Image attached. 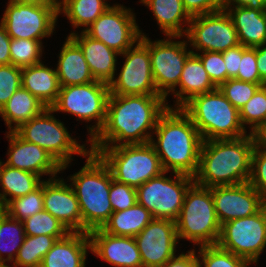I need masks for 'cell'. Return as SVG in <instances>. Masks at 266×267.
Listing matches in <instances>:
<instances>
[{
  "instance_id": "obj_26",
  "label": "cell",
  "mask_w": 266,
  "mask_h": 267,
  "mask_svg": "<svg viewBox=\"0 0 266 267\" xmlns=\"http://www.w3.org/2000/svg\"><path fill=\"white\" fill-rule=\"evenodd\" d=\"M233 20L240 44L255 48L266 44V10L235 7L227 10Z\"/></svg>"
},
{
  "instance_id": "obj_4",
  "label": "cell",
  "mask_w": 266,
  "mask_h": 267,
  "mask_svg": "<svg viewBox=\"0 0 266 267\" xmlns=\"http://www.w3.org/2000/svg\"><path fill=\"white\" fill-rule=\"evenodd\" d=\"M87 157L84 167L70 178L79 202L83 233L102 228L113 213L109 199L112 174L96 153L89 151Z\"/></svg>"
},
{
  "instance_id": "obj_54",
  "label": "cell",
  "mask_w": 266,
  "mask_h": 267,
  "mask_svg": "<svg viewBox=\"0 0 266 267\" xmlns=\"http://www.w3.org/2000/svg\"><path fill=\"white\" fill-rule=\"evenodd\" d=\"M0 267H11V266H8L5 264V262H3V263H0Z\"/></svg>"
},
{
  "instance_id": "obj_37",
  "label": "cell",
  "mask_w": 266,
  "mask_h": 267,
  "mask_svg": "<svg viewBox=\"0 0 266 267\" xmlns=\"http://www.w3.org/2000/svg\"><path fill=\"white\" fill-rule=\"evenodd\" d=\"M41 41L29 39H13L10 42L11 64L20 68L41 63Z\"/></svg>"
},
{
  "instance_id": "obj_27",
  "label": "cell",
  "mask_w": 266,
  "mask_h": 267,
  "mask_svg": "<svg viewBox=\"0 0 266 267\" xmlns=\"http://www.w3.org/2000/svg\"><path fill=\"white\" fill-rule=\"evenodd\" d=\"M178 86L180 90L173 92V94L175 93L174 96L177 97L176 108H181L194 96L217 89L207 74L200 58L194 53L187 58L184 64Z\"/></svg>"
},
{
  "instance_id": "obj_25",
  "label": "cell",
  "mask_w": 266,
  "mask_h": 267,
  "mask_svg": "<svg viewBox=\"0 0 266 267\" xmlns=\"http://www.w3.org/2000/svg\"><path fill=\"white\" fill-rule=\"evenodd\" d=\"M21 81L22 87L46 108H50L56 102L61 88L56 70L46 67L42 62L23 67Z\"/></svg>"
},
{
  "instance_id": "obj_30",
  "label": "cell",
  "mask_w": 266,
  "mask_h": 267,
  "mask_svg": "<svg viewBox=\"0 0 266 267\" xmlns=\"http://www.w3.org/2000/svg\"><path fill=\"white\" fill-rule=\"evenodd\" d=\"M153 219L150 211L136 202L131 208L113 212L102 229L116 236L135 237Z\"/></svg>"
},
{
  "instance_id": "obj_33",
  "label": "cell",
  "mask_w": 266,
  "mask_h": 267,
  "mask_svg": "<svg viewBox=\"0 0 266 267\" xmlns=\"http://www.w3.org/2000/svg\"><path fill=\"white\" fill-rule=\"evenodd\" d=\"M25 236L23 222L13 219L0 208V263L14 261L19 248L24 242ZM8 243L11 245V248L8 246ZM2 253L8 254L7 258H3Z\"/></svg>"
},
{
  "instance_id": "obj_6",
  "label": "cell",
  "mask_w": 266,
  "mask_h": 267,
  "mask_svg": "<svg viewBox=\"0 0 266 267\" xmlns=\"http://www.w3.org/2000/svg\"><path fill=\"white\" fill-rule=\"evenodd\" d=\"M90 152L96 153L108 166L114 180L134 188L165 172L150 142L91 147Z\"/></svg>"
},
{
  "instance_id": "obj_46",
  "label": "cell",
  "mask_w": 266,
  "mask_h": 267,
  "mask_svg": "<svg viewBox=\"0 0 266 267\" xmlns=\"http://www.w3.org/2000/svg\"><path fill=\"white\" fill-rule=\"evenodd\" d=\"M182 4L190 17L222 10L221 0H182Z\"/></svg>"
},
{
  "instance_id": "obj_23",
  "label": "cell",
  "mask_w": 266,
  "mask_h": 267,
  "mask_svg": "<svg viewBox=\"0 0 266 267\" xmlns=\"http://www.w3.org/2000/svg\"><path fill=\"white\" fill-rule=\"evenodd\" d=\"M87 249H91L88 233L70 232L57 239L40 267H85Z\"/></svg>"
},
{
  "instance_id": "obj_31",
  "label": "cell",
  "mask_w": 266,
  "mask_h": 267,
  "mask_svg": "<svg viewBox=\"0 0 266 267\" xmlns=\"http://www.w3.org/2000/svg\"><path fill=\"white\" fill-rule=\"evenodd\" d=\"M42 182L35 173L7 166L0 161V184L3 189V194L0 193V208L3 209L11 200L32 192ZM7 195L11 198H6Z\"/></svg>"
},
{
  "instance_id": "obj_7",
  "label": "cell",
  "mask_w": 266,
  "mask_h": 267,
  "mask_svg": "<svg viewBox=\"0 0 266 267\" xmlns=\"http://www.w3.org/2000/svg\"><path fill=\"white\" fill-rule=\"evenodd\" d=\"M175 223L178 239L192 240L200 246L217 245L221 224L210 188L193 183L185 194Z\"/></svg>"
},
{
  "instance_id": "obj_44",
  "label": "cell",
  "mask_w": 266,
  "mask_h": 267,
  "mask_svg": "<svg viewBox=\"0 0 266 267\" xmlns=\"http://www.w3.org/2000/svg\"><path fill=\"white\" fill-rule=\"evenodd\" d=\"M249 184L266 199V150L254 148Z\"/></svg>"
},
{
  "instance_id": "obj_45",
  "label": "cell",
  "mask_w": 266,
  "mask_h": 267,
  "mask_svg": "<svg viewBox=\"0 0 266 267\" xmlns=\"http://www.w3.org/2000/svg\"><path fill=\"white\" fill-rule=\"evenodd\" d=\"M235 78L255 84L263 83L257 68L256 48L243 46V55L239 65V72Z\"/></svg>"
},
{
  "instance_id": "obj_11",
  "label": "cell",
  "mask_w": 266,
  "mask_h": 267,
  "mask_svg": "<svg viewBox=\"0 0 266 267\" xmlns=\"http://www.w3.org/2000/svg\"><path fill=\"white\" fill-rule=\"evenodd\" d=\"M217 245L251 264L256 263L266 246V205L252 216L222 224Z\"/></svg>"
},
{
  "instance_id": "obj_34",
  "label": "cell",
  "mask_w": 266,
  "mask_h": 267,
  "mask_svg": "<svg viewBox=\"0 0 266 267\" xmlns=\"http://www.w3.org/2000/svg\"><path fill=\"white\" fill-rule=\"evenodd\" d=\"M56 241V237L48 235L25 236L13 261V267H40L43 257Z\"/></svg>"
},
{
  "instance_id": "obj_20",
  "label": "cell",
  "mask_w": 266,
  "mask_h": 267,
  "mask_svg": "<svg viewBox=\"0 0 266 267\" xmlns=\"http://www.w3.org/2000/svg\"><path fill=\"white\" fill-rule=\"evenodd\" d=\"M91 252L116 267H143L134 237L116 236L102 228L88 232Z\"/></svg>"
},
{
  "instance_id": "obj_24",
  "label": "cell",
  "mask_w": 266,
  "mask_h": 267,
  "mask_svg": "<svg viewBox=\"0 0 266 267\" xmlns=\"http://www.w3.org/2000/svg\"><path fill=\"white\" fill-rule=\"evenodd\" d=\"M56 73L61 87L94 82L80 46L68 36L59 54Z\"/></svg>"
},
{
  "instance_id": "obj_49",
  "label": "cell",
  "mask_w": 266,
  "mask_h": 267,
  "mask_svg": "<svg viewBox=\"0 0 266 267\" xmlns=\"http://www.w3.org/2000/svg\"><path fill=\"white\" fill-rule=\"evenodd\" d=\"M10 42H11V38L7 34V31L3 23L1 22L0 23V65L11 64Z\"/></svg>"
},
{
  "instance_id": "obj_10",
  "label": "cell",
  "mask_w": 266,
  "mask_h": 267,
  "mask_svg": "<svg viewBox=\"0 0 266 267\" xmlns=\"http://www.w3.org/2000/svg\"><path fill=\"white\" fill-rule=\"evenodd\" d=\"M151 178L136 188L137 203L150 211L153 218L176 221L189 187L194 183L190 175L174 173L176 179L164 176Z\"/></svg>"
},
{
  "instance_id": "obj_52",
  "label": "cell",
  "mask_w": 266,
  "mask_h": 267,
  "mask_svg": "<svg viewBox=\"0 0 266 267\" xmlns=\"http://www.w3.org/2000/svg\"><path fill=\"white\" fill-rule=\"evenodd\" d=\"M250 134L253 138L255 148H263L266 150V121L260 124Z\"/></svg>"
},
{
  "instance_id": "obj_21",
  "label": "cell",
  "mask_w": 266,
  "mask_h": 267,
  "mask_svg": "<svg viewBox=\"0 0 266 267\" xmlns=\"http://www.w3.org/2000/svg\"><path fill=\"white\" fill-rule=\"evenodd\" d=\"M9 138V155L6 164L23 171L35 173L42 177L51 174L52 178L62 171V166L43 148L22 139L15 131L7 132Z\"/></svg>"
},
{
  "instance_id": "obj_13",
  "label": "cell",
  "mask_w": 266,
  "mask_h": 267,
  "mask_svg": "<svg viewBox=\"0 0 266 267\" xmlns=\"http://www.w3.org/2000/svg\"><path fill=\"white\" fill-rule=\"evenodd\" d=\"M59 7L9 1L1 22L10 38L41 41L53 33Z\"/></svg>"
},
{
  "instance_id": "obj_32",
  "label": "cell",
  "mask_w": 266,
  "mask_h": 267,
  "mask_svg": "<svg viewBox=\"0 0 266 267\" xmlns=\"http://www.w3.org/2000/svg\"><path fill=\"white\" fill-rule=\"evenodd\" d=\"M109 7L105 0H62L59 13L63 11L74 28L88 27Z\"/></svg>"
},
{
  "instance_id": "obj_51",
  "label": "cell",
  "mask_w": 266,
  "mask_h": 267,
  "mask_svg": "<svg viewBox=\"0 0 266 267\" xmlns=\"http://www.w3.org/2000/svg\"><path fill=\"white\" fill-rule=\"evenodd\" d=\"M265 45H260L256 48V60H257V68L260 75V78L263 82L266 81V47Z\"/></svg>"
},
{
  "instance_id": "obj_14",
  "label": "cell",
  "mask_w": 266,
  "mask_h": 267,
  "mask_svg": "<svg viewBox=\"0 0 266 267\" xmlns=\"http://www.w3.org/2000/svg\"><path fill=\"white\" fill-rule=\"evenodd\" d=\"M185 36L196 50L224 52L240 44L238 35L227 11L191 17Z\"/></svg>"
},
{
  "instance_id": "obj_35",
  "label": "cell",
  "mask_w": 266,
  "mask_h": 267,
  "mask_svg": "<svg viewBox=\"0 0 266 267\" xmlns=\"http://www.w3.org/2000/svg\"><path fill=\"white\" fill-rule=\"evenodd\" d=\"M22 222L26 236L48 235L61 239L70 233L62 222L44 209Z\"/></svg>"
},
{
  "instance_id": "obj_15",
  "label": "cell",
  "mask_w": 266,
  "mask_h": 267,
  "mask_svg": "<svg viewBox=\"0 0 266 267\" xmlns=\"http://www.w3.org/2000/svg\"><path fill=\"white\" fill-rule=\"evenodd\" d=\"M132 13L130 9L118 4L110 6L83 31L117 53L123 54L136 44L142 33Z\"/></svg>"
},
{
  "instance_id": "obj_50",
  "label": "cell",
  "mask_w": 266,
  "mask_h": 267,
  "mask_svg": "<svg viewBox=\"0 0 266 267\" xmlns=\"http://www.w3.org/2000/svg\"><path fill=\"white\" fill-rule=\"evenodd\" d=\"M222 10L227 11L230 5L235 7H247L256 10H266V0H221ZM233 2V3H232Z\"/></svg>"
},
{
  "instance_id": "obj_43",
  "label": "cell",
  "mask_w": 266,
  "mask_h": 267,
  "mask_svg": "<svg viewBox=\"0 0 266 267\" xmlns=\"http://www.w3.org/2000/svg\"><path fill=\"white\" fill-rule=\"evenodd\" d=\"M109 199L113 212L131 208L136 202V188L112 179Z\"/></svg>"
},
{
  "instance_id": "obj_8",
  "label": "cell",
  "mask_w": 266,
  "mask_h": 267,
  "mask_svg": "<svg viewBox=\"0 0 266 267\" xmlns=\"http://www.w3.org/2000/svg\"><path fill=\"white\" fill-rule=\"evenodd\" d=\"M51 108L22 124L15 132L25 141L34 143L47 151L64 170L73 154L87 156L89 151L72 139L64 124L56 120Z\"/></svg>"
},
{
  "instance_id": "obj_18",
  "label": "cell",
  "mask_w": 266,
  "mask_h": 267,
  "mask_svg": "<svg viewBox=\"0 0 266 267\" xmlns=\"http://www.w3.org/2000/svg\"><path fill=\"white\" fill-rule=\"evenodd\" d=\"M210 190L221 225L233 219L252 216L266 205V199L249 182L213 186Z\"/></svg>"
},
{
  "instance_id": "obj_38",
  "label": "cell",
  "mask_w": 266,
  "mask_h": 267,
  "mask_svg": "<svg viewBox=\"0 0 266 267\" xmlns=\"http://www.w3.org/2000/svg\"><path fill=\"white\" fill-rule=\"evenodd\" d=\"M198 267H248L249 261L220 248L218 245L200 246ZM202 257V261H200Z\"/></svg>"
},
{
  "instance_id": "obj_29",
  "label": "cell",
  "mask_w": 266,
  "mask_h": 267,
  "mask_svg": "<svg viewBox=\"0 0 266 267\" xmlns=\"http://www.w3.org/2000/svg\"><path fill=\"white\" fill-rule=\"evenodd\" d=\"M141 3L151 9L166 36L180 38L184 36L183 33L186 34L187 29H183L181 23L184 21L189 24L191 17L185 11L182 0H141Z\"/></svg>"
},
{
  "instance_id": "obj_40",
  "label": "cell",
  "mask_w": 266,
  "mask_h": 267,
  "mask_svg": "<svg viewBox=\"0 0 266 267\" xmlns=\"http://www.w3.org/2000/svg\"><path fill=\"white\" fill-rule=\"evenodd\" d=\"M261 85L232 78L221 84L218 89L235 108L240 110Z\"/></svg>"
},
{
  "instance_id": "obj_1",
  "label": "cell",
  "mask_w": 266,
  "mask_h": 267,
  "mask_svg": "<svg viewBox=\"0 0 266 267\" xmlns=\"http://www.w3.org/2000/svg\"><path fill=\"white\" fill-rule=\"evenodd\" d=\"M165 101L163 96L110 94L104 126L90 140L91 147L150 142L153 136L146 130L155 129L159 117L170 108Z\"/></svg>"
},
{
  "instance_id": "obj_53",
  "label": "cell",
  "mask_w": 266,
  "mask_h": 267,
  "mask_svg": "<svg viewBox=\"0 0 266 267\" xmlns=\"http://www.w3.org/2000/svg\"><path fill=\"white\" fill-rule=\"evenodd\" d=\"M11 2L21 3V4H34L39 6H60L58 0H10Z\"/></svg>"
},
{
  "instance_id": "obj_12",
  "label": "cell",
  "mask_w": 266,
  "mask_h": 267,
  "mask_svg": "<svg viewBox=\"0 0 266 267\" xmlns=\"http://www.w3.org/2000/svg\"><path fill=\"white\" fill-rule=\"evenodd\" d=\"M121 55H124L126 60L118 78L109 83L110 94L161 96L153 79L148 37L141 33L136 46Z\"/></svg>"
},
{
  "instance_id": "obj_47",
  "label": "cell",
  "mask_w": 266,
  "mask_h": 267,
  "mask_svg": "<svg viewBox=\"0 0 266 267\" xmlns=\"http://www.w3.org/2000/svg\"><path fill=\"white\" fill-rule=\"evenodd\" d=\"M223 60L227 69V80L235 78L239 72V65L243 55V45L239 44L236 47L229 48L222 52Z\"/></svg>"
},
{
  "instance_id": "obj_2",
  "label": "cell",
  "mask_w": 266,
  "mask_h": 267,
  "mask_svg": "<svg viewBox=\"0 0 266 267\" xmlns=\"http://www.w3.org/2000/svg\"><path fill=\"white\" fill-rule=\"evenodd\" d=\"M254 148L251 134L203 141L194 183L210 188L249 182Z\"/></svg>"
},
{
  "instance_id": "obj_3",
  "label": "cell",
  "mask_w": 266,
  "mask_h": 267,
  "mask_svg": "<svg viewBox=\"0 0 266 267\" xmlns=\"http://www.w3.org/2000/svg\"><path fill=\"white\" fill-rule=\"evenodd\" d=\"M155 148L165 172L194 176L199 165L203 142L191 119L180 108H168L158 119L155 127Z\"/></svg>"
},
{
  "instance_id": "obj_17",
  "label": "cell",
  "mask_w": 266,
  "mask_h": 267,
  "mask_svg": "<svg viewBox=\"0 0 266 267\" xmlns=\"http://www.w3.org/2000/svg\"><path fill=\"white\" fill-rule=\"evenodd\" d=\"M134 239L143 267H163L175 256L178 243L176 223L154 218Z\"/></svg>"
},
{
  "instance_id": "obj_48",
  "label": "cell",
  "mask_w": 266,
  "mask_h": 267,
  "mask_svg": "<svg viewBox=\"0 0 266 267\" xmlns=\"http://www.w3.org/2000/svg\"><path fill=\"white\" fill-rule=\"evenodd\" d=\"M197 257L195 250H191L187 254L182 253L178 257L174 256L163 267H198Z\"/></svg>"
},
{
  "instance_id": "obj_28",
  "label": "cell",
  "mask_w": 266,
  "mask_h": 267,
  "mask_svg": "<svg viewBox=\"0 0 266 267\" xmlns=\"http://www.w3.org/2000/svg\"><path fill=\"white\" fill-rule=\"evenodd\" d=\"M45 108L34 95L21 86L1 108L0 115L8 126L9 132H12L39 115Z\"/></svg>"
},
{
  "instance_id": "obj_39",
  "label": "cell",
  "mask_w": 266,
  "mask_h": 267,
  "mask_svg": "<svg viewBox=\"0 0 266 267\" xmlns=\"http://www.w3.org/2000/svg\"><path fill=\"white\" fill-rule=\"evenodd\" d=\"M240 121L251 125V131H254L260 124L266 121V91L260 86L251 99L239 110Z\"/></svg>"
},
{
  "instance_id": "obj_19",
  "label": "cell",
  "mask_w": 266,
  "mask_h": 267,
  "mask_svg": "<svg viewBox=\"0 0 266 267\" xmlns=\"http://www.w3.org/2000/svg\"><path fill=\"white\" fill-rule=\"evenodd\" d=\"M44 210L62 222L70 232H83L79 202L71 185L54 177L43 180Z\"/></svg>"
},
{
  "instance_id": "obj_5",
  "label": "cell",
  "mask_w": 266,
  "mask_h": 267,
  "mask_svg": "<svg viewBox=\"0 0 266 267\" xmlns=\"http://www.w3.org/2000/svg\"><path fill=\"white\" fill-rule=\"evenodd\" d=\"M193 122L203 141L246 135L235 108L217 88L194 96L180 108Z\"/></svg>"
},
{
  "instance_id": "obj_36",
  "label": "cell",
  "mask_w": 266,
  "mask_h": 267,
  "mask_svg": "<svg viewBox=\"0 0 266 267\" xmlns=\"http://www.w3.org/2000/svg\"><path fill=\"white\" fill-rule=\"evenodd\" d=\"M43 209V182L32 192L11 200L3 208L10 217L19 221H23Z\"/></svg>"
},
{
  "instance_id": "obj_41",
  "label": "cell",
  "mask_w": 266,
  "mask_h": 267,
  "mask_svg": "<svg viewBox=\"0 0 266 267\" xmlns=\"http://www.w3.org/2000/svg\"><path fill=\"white\" fill-rule=\"evenodd\" d=\"M22 68L12 64L0 65V110L22 86Z\"/></svg>"
},
{
  "instance_id": "obj_9",
  "label": "cell",
  "mask_w": 266,
  "mask_h": 267,
  "mask_svg": "<svg viewBox=\"0 0 266 267\" xmlns=\"http://www.w3.org/2000/svg\"><path fill=\"white\" fill-rule=\"evenodd\" d=\"M109 95V84L96 80L86 84L65 86L60 88L57 100L50 108L54 112L71 113L85 121L96 119V125L89 127L90 141L104 126Z\"/></svg>"
},
{
  "instance_id": "obj_42",
  "label": "cell",
  "mask_w": 266,
  "mask_h": 267,
  "mask_svg": "<svg viewBox=\"0 0 266 267\" xmlns=\"http://www.w3.org/2000/svg\"><path fill=\"white\" fill-rule=\"evenodd\" d=\"M192 52L200 58L212 83L217 88L227 81V69L222 52L205 51L202 52V55L195 53L194 51Z\"/></svg>"
},
{
  "instance_id": "obj_22",
  "label": "cell",
  "mask_w": 266,
  "mask_h": 267,
  "mask_svg": "<svg viewBox=\"0 0 266 267\" xmlns=\"http://www.w3.org/2000/svg\"><path fill=\"white\" fill-rule=\"evenodd\" d=\"M77 34L72 32L69 36L82 49L93 78L109 84L115 75L116 55L120 54L107 47L103 42L91 38L84 31H81L79 36Z\"/></svg>"
},
{
  "instance_id": "obj_16",
  "label": "cell",
  "mask_w": 266,
  "mask_h": 267,
  "mask_svg": "<svg viewBox=\"0 0 266 267\" xmlns=\"http://www.w3.org/2000/svg\"><path fill=\"white\" fill-rule=\"evenodd\" d=\"M149 39V53L153 79L157 92L167 98L168 93L175 92L187 58L193 53L187 51V42Z\"/></svg>"
},
{
  "instance_id": "obj_55",
  "label": "cell",
  "mask_w": 266,
  "mask_h": 267,
  "mask_svg": "<svg viewBox=\"0 0 266 267\" xmlns=\"http://www.w3.org/2000/svg\"><path fill=\"white\" fill-rule=\"evenodd\" d=\"M261 86H262V87L264 88V90L266 91V81L263 82Z\"/></svg>"
}]
</instances>
